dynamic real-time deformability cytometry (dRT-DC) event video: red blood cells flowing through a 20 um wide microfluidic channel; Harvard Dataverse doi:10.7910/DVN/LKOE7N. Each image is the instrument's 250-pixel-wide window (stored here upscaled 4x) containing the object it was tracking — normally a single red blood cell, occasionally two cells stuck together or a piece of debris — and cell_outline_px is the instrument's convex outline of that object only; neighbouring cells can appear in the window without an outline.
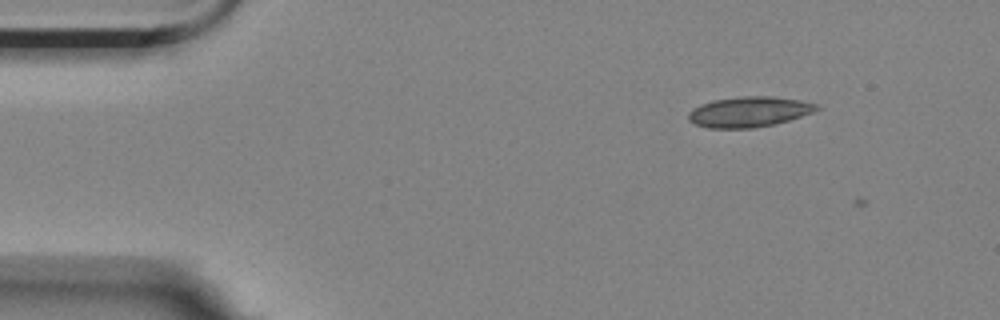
{"species": "Egyptian fruit bat (a non-hibernating species)", "species_latin": "Rousettus aegyptiacus", "temperature_condition": "room temperature", "stored_images_in_passage": 3, "camera_frame_rate_fps": 3000, "um_per_image_px": 0.085, "animal": {"sex": "female"}, "frame": {"image": 1, "passage_image": 2, "time_ms": 0.333, "image_size_px": [1000, 320], "cell_outline_px": [[820, 108], [812, 112], [776, 124], [752, 128], [708, 128], [696, 124], [688, 120], [688, 112], [692, 108], [700, 104], [712, 100], [740, 96], [772, 96], [800, 100], [820, 104]], "centroid_in_image_um": [63.65, 9.5], "position_along_channel_um": 21.3, "area_um2": 22.83}}